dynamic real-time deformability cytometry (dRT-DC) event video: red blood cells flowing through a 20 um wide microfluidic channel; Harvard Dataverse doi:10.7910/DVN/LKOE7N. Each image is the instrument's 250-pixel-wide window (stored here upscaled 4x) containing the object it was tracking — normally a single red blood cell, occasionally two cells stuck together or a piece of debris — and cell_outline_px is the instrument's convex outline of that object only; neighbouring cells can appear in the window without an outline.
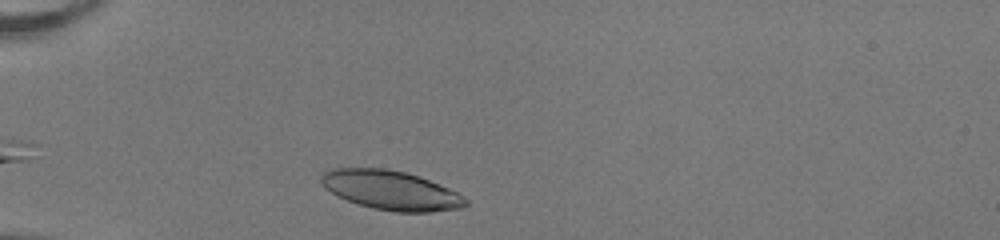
{"species": "human", "species_latin": "Homo sapiens", "temperature_condition": "room temperature", "stored_images_in_passage": 30, "camera_frame_rate_fps": 3000, "um_per_image_px": 0.085, "donor": {"sex": "female"}, "frame": {"image": 1, "passage_image": 2, "time_ms": 0.333, "image_size_px": [1000, 240], "cell_outline_px": [[468, 204], [460, 208], [432, 212], [396, 212], [372, 208], [336, 196], [324, 188], [320, 180], [320, 176], [324, 172], [332, 168], [384, 168], [404, 172], [428, 180], [448, 188], [456, 192], [468, 200]], "centroid_in_image_um": [33.19, 16.17], "position_along_channel_um": 51.8, "area_um2": 32.83}}
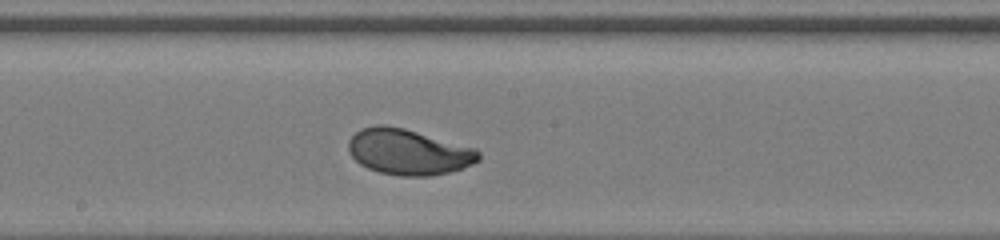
{"frame": {"image": 2, "passage_image": 16, "time_ms": 5.0, "image_size_px": [1000, 240], "cell_outline_px": [[480, 160], [464, 168], [432, 176], [400, 176], [380, 172], [368, 168], [360, 164], [348, 152], [348, 140], [360, 128], [376, 124], [384, 124], [404, 128], [476, 148], [480, 152]], "centroid_in_image_um": [34.71, 12.91], "position_along_channel_um": 213.5, "area_um2": 34.91}}
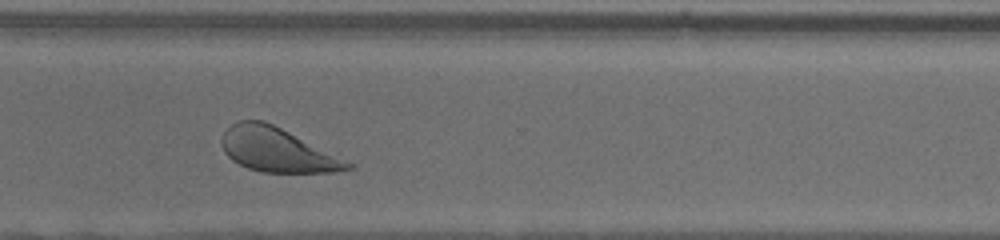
{"frame": {"image": 3, "passage_image": 26, "time_ms": 8.333, "image_size_px": [1000, 240], "cell_outline_px": [[356, 168], [336, 172], [260, 172], [248, 168], [232, 160], [224, 152], [220, 144], [220, 140], [224, 132], [232, 124], [240, 120], [264, 120], [356, 164]], "centroid_in_image_um": [23.57, 12.75], "position_along_channel_um": 347.0, "area_um2": 32.43}, "authors_computed_cell_mechanics": {"area_um2": 33.7841, "velocity_mm_per_s": 4.0061, "shape_relaxation_time_tau1_ms": 1.3905, "shape_relaxation_time_tau2_ms": null, "deformation_change_tau1": 0.1167, "deformation_change_tau2": null}}